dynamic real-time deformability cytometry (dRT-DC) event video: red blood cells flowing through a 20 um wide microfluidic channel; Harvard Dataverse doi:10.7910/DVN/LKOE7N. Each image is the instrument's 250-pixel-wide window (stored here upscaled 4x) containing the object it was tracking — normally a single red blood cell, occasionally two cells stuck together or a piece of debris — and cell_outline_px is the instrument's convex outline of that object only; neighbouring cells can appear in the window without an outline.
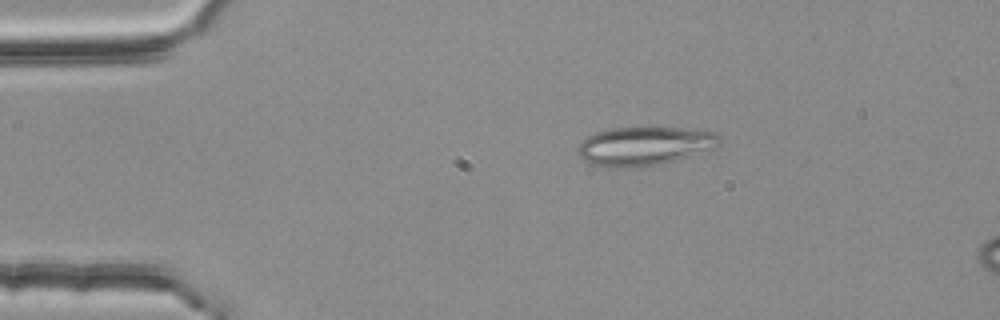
{"species": "common noctule bat (a hibernating species)", "species_latin": "Nyctalus noctula", "temperature_condition": "room temperature", "stored_images_in_passage": 9, "camera_frame_rate_fps": 3000, "um_per_image_px": 0.085, "animal": {"sex": "female", "body_mass_g": 25.1}, "frame": {"image": 1, "passage_image": 2, "time_ms": 0.333, "image_size_px": [1000, 320], "cell_outline_px": [[720, 144], [716, 148], [676, 160], [660, 164], [628, 168], [612, 168], [592, 164], [584, 160], [576, 152], [576, 148], [588, 136], [596, 132], [612, 128], [680, 128], [712, 132], [720, 136]], "centroid_in_image_um": [54.76, 12.43], "position_along_channel_um": 30.2, "area_um2": 31.85}}